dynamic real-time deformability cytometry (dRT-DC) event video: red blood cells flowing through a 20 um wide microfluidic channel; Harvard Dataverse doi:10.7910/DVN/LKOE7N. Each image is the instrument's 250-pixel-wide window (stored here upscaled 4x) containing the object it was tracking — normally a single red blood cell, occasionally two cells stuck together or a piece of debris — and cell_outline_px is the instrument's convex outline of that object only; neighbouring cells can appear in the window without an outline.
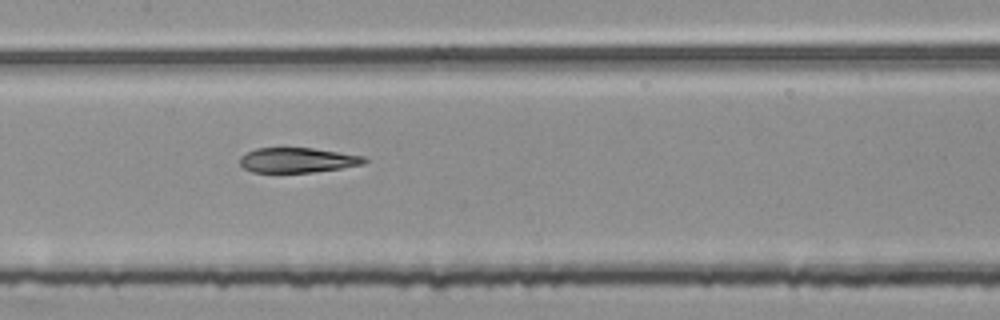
{"species": "common noctule bat (a hibernating species)", "species_latin": "Nyctalus noctula", "temperature_condition": "room temperature", "stored_images_in_passage": 54, "segment_of_instrument_passage": [2, 2], "camera_frame_rate_fps": 3000, "um_per_image_px": 0.085, "animal": {"sex": "female", "body_mass_g": 25.1}, "frame": {"image": 1, "passage_image": 26, "time_ms": 8.333, "image_size_px": [1000, 320], "cell_outline_px": [[368, 160], [364, 164], [340, 168], [312, 172], [252, 172], [244, 168], [240, 164], [240, 156], [256, 148], [312, 148], [364, 156]], "centroid_in_image_um": [25.28, 13.61], "position_along_channel_um": 182.1, "area_um2": 17.92}}
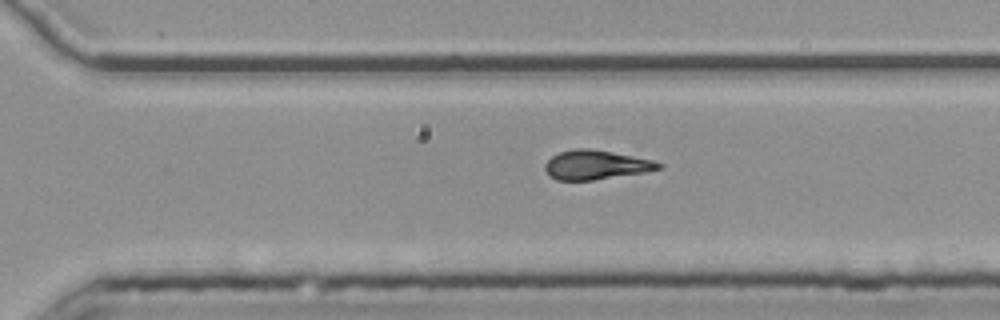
{"frame": {"image": 2, "passage_image": 37, "time_ms": 12.0, "image_size_px": [1000, 320], "cell_outline_px": [[664, 164], [660, 168], [644, 172], [592, 180], [556, 180], [548, 176], [544, 168], [544, 164], [552, 156], [560, 152], [576, 148], [592, 148], [652, 160]], "centroid_in_image_um": [50.6, 14.01], "position_along_channel_um": 320.0, "area_um2": 19.25}}
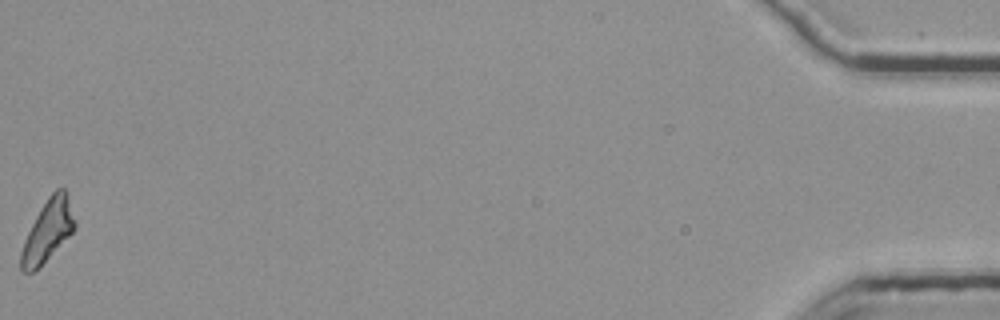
{"frame": {"image": 3, "passage_image": 54, "time_ms": 17.667, "image_size_px": [1000, 320], "cell_outline_px": [[76, 224], [72, 232], [32, 272], [20, 272], [20, 252], [24, 240], [40, 208], [48, 196], [56, 188], [64, 188], [68, 192]], "centroid_in_image_um": [4.05, 19.55], "position_along_channel_um": 431.1, "area_um2": 18.84}}